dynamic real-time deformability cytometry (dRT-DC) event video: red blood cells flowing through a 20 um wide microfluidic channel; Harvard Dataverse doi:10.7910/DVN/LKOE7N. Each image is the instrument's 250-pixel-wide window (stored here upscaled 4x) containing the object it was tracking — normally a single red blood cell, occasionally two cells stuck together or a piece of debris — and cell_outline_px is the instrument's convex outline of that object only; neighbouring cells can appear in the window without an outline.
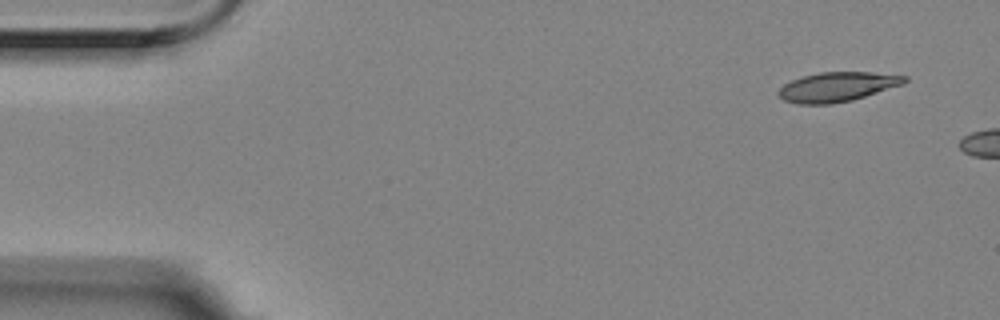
{"species": "Egyptian fruit bat (a non-hibernating species)", "species_latin": "Rousettus aegyptiacus", "temperature_condition": "room temperature", "stored_images_in_passage": 4, "segment_of_instrument_passage": [2, 2], "camera_frame_rate_fps": 3000, "um_per_image_px": 0.085, "animal": {"sex": "female"}, "frame": {"image": 1, "passage_image": 4, "time_ms": 1.0, "image_size_px": [1000, 320], "cell_outline_px": [[908, 80], [904, 84], [852, 100], [832, 104], [796, 104], [784, 100], [776, 92], [784, 84], [800, 76], [820, 72], [872, 72], [908, 76]], "centroid_in_image_um": [71.16, 7.38], "position_along_channel_um": 13.8, "area_um2": 21.79}}